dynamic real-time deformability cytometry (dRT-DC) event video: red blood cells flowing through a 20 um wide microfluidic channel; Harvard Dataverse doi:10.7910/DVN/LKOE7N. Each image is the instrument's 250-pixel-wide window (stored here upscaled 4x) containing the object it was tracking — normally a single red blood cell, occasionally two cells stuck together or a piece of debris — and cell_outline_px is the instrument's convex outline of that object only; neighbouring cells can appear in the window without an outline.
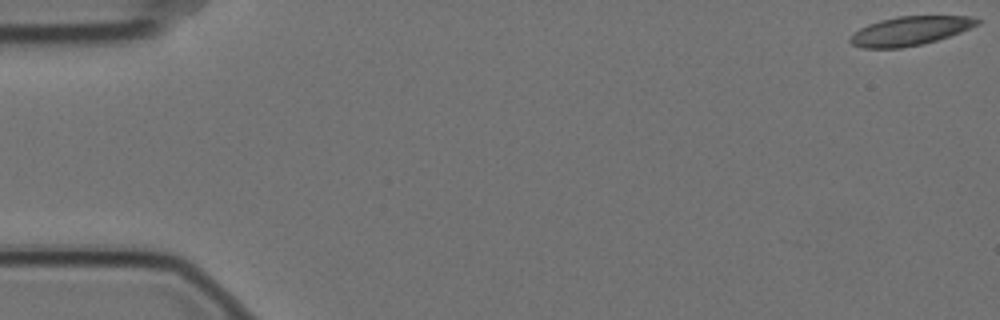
{"species": "Egyptian fruit bat (a non-hibernating species)", "species_latin": "Rousettus aegyptiacus", "temperature_condition": "cold", "stored_images_in_passage": 6, "camera_frame_rate_fps": 3000, "um_per_image_px": 0.085, "animal": {"sex": "female"}, "frame": {"image": 1, "passage_image": 1, "time_ms": 0.0, "image_size_px": [1000, 320], "cell_outline_px": [[984, 20], [980, 24], [960, 32], [924, 44], [900, 48], [864, 48], [852, 44], [848, 40], [848, 36], [860, 28], [868, 24], [880, 20], [896, 16], [972, 16]], "centroid_in_image_um": [77.36, 2.62], "position_along_channel_um": 7.6, "area_um2": 21.62}}